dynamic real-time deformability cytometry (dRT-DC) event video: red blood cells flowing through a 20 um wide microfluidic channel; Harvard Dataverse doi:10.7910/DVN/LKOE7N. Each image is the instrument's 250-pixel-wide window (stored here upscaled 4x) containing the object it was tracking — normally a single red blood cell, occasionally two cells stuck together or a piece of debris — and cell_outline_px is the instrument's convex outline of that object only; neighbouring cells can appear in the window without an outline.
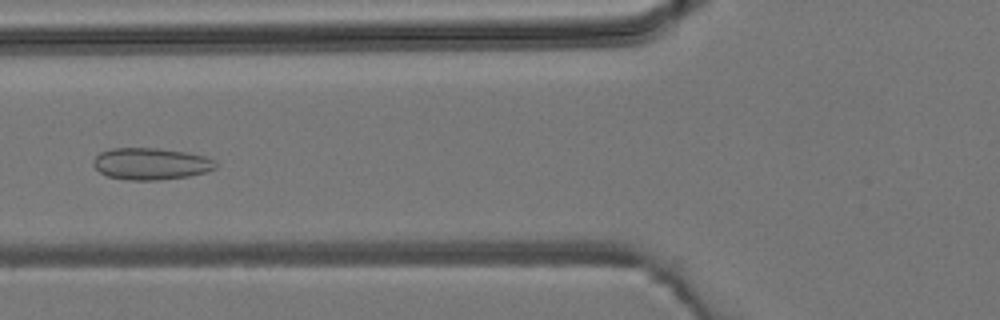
{"species": "common noctule bat (a hibernating species)", "species_latin": "Nyctalus noctula", "temperature_condition": "room temperature", "stored_images_in_passage": 4, "camera_frame_rate_fps": 3000, "um_per_image_px": 0.085, "animal": {"sex": "male", "body_mass_g": 19.2, "forearm_length_mm": 51.8}, "frame": {"image": 1, "passage_image": 4, "time_ms": 4.333, "image_size_px": [1000, 320], "cell_outline_px": [[216, 168], [204, 172], [188, 176], [156, 180], [128, 180], [108, 176], [100, 172], [92, 164], [92, 160], [100, 152], [112, 148], [160, 148], [188, 152], [204, 156], [216, 160]], "centroid_in_image_um": [12.82, 13.91], "position_along_channel_um": 113.0, "area_um2": 22.72}}